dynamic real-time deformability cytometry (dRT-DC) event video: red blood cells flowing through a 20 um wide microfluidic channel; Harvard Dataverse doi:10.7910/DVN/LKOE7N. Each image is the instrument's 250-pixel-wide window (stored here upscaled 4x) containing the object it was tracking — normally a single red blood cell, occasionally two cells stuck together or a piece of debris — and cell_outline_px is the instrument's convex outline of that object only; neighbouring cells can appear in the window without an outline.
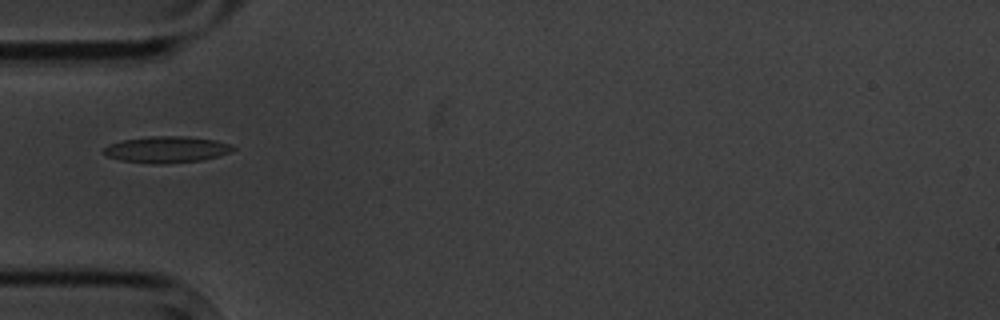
{"species": "common noctule bat (a hibernating species)", "species_latin": "Nyctalus noctula", "temperature_condition": "cold", "stored_images_in_passage": 6, "camera_frame_rate_fps": 3000, "um_per_image_px": 0.085, "animal": {"sex": "male", "body_mass_g": 20.1, "forearm_length_mm": 53.5}, "frame": {"image": 1, "passage_image": 2, "time_ms": 1.333, "image_size_px": [1000, 320], "cell_outline_px": [[236, 148], [228, 152], [204, 160], [164, 164], [152, 164], [120, 160], [108, 156], [100, 152], [108, 144], [124, 140], [148, 136], [184, 136], [216, 140], [228, 144]], "centroid_in_image_um": [14.11, 12.71], "position_along_channel_um": 70.9, "area_um2": 19.88}}
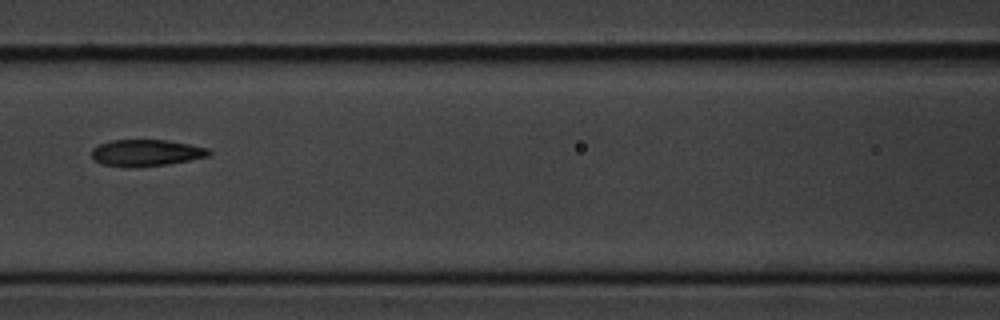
{"frame": {"image": 2, "passage_image": 4, "time_ms": 3.667, "image_size_px": [1000, 320], "cell_outline_px": [[212, 152], [208, 156], [168, 164], [132, 168], [128, 168], [104, 164], [96, 160], [92, 156], [92, 148], [100, 144], [112, 140], [164, 140], [188, 144], [208, 148]], "centroid_in_image_um": [12.42, 13.0], "position_along_channel_um": 154.2, "area_um2": 18.03}}
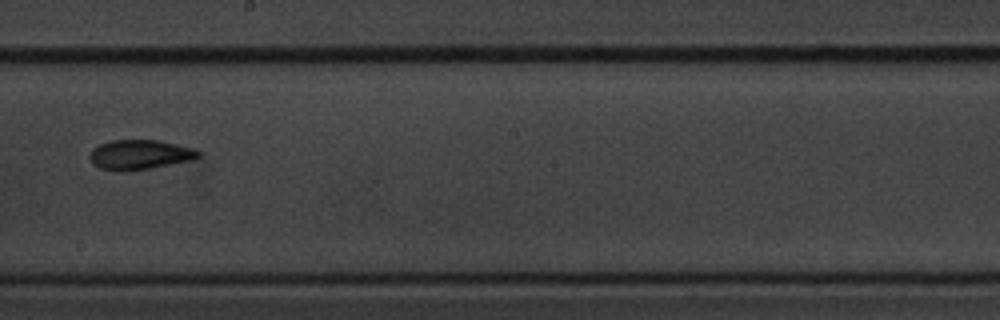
{"frame": {"image": 3, "passage_image": 6, "time_ms": 6.0, "image_size_px": [1000, 320], "cell_outline_px": [[200, 156], [192, 160], [152, 168], [100, 168], [92, 164], [88, 156], [92, 148], [108, 140], [160, 140], [196, 148], [200, 152]], "centroid_in_image_um": [11.92, 13.09], "position_along_channel_um": 236.3, "area_um2": 18.44}}